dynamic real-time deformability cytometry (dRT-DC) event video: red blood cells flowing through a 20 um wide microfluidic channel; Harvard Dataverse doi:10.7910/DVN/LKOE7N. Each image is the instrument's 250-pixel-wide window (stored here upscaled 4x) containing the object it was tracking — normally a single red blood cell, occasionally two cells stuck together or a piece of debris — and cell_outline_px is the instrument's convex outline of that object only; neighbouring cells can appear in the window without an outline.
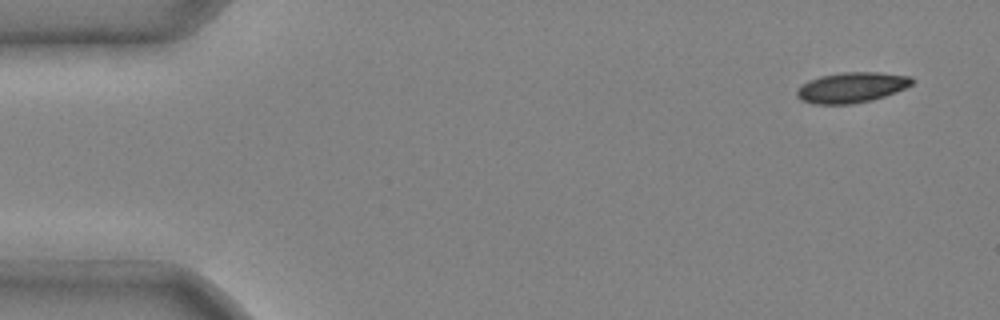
{"species": "common noctule bat (a hibernating species)", "species_latin": "Nyctalus noctula", "temperature_condition": "cold", "stored_images_in_passage": 5, "segment_of_instrument_passage": [1, 2], "camera_frame_rate_fps": 3000, "um_per_image_px": 0.085, "animal": {"sex": "male", "body_mass_g": 20.4}, "frame": {"image": 1, "passage_image": 1, "time_ms": 0.0, "image_size_px": [1000, 320], "cell_outline_px": [[916, 80], [912, 84], [896, 92], [872, 100], [852, 104], [812, 104], [800, 100], [796, 96], [796, 92], [808, 80], [820, 76], [844, 72], [880, 72], [912, 76]], "centroid_in_image_um": [72.41, 7.43], "position_along_channel_um": 12.6, "area_um2": 20.52}}
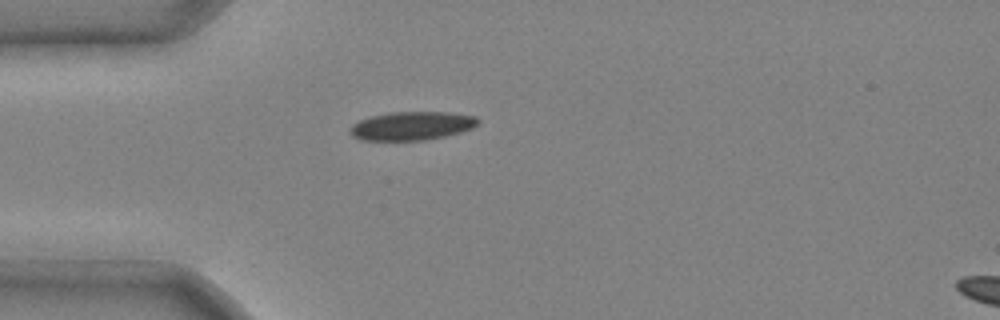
{"frame": {"image": 2, "passage_image": 4, "time_ms": 1.0, "image_size_px": [1000, 320], "cell_outline_px": [[480, 120], [472, 128], [460, 132], [444, 136], [424, 140], [360, 140], [352, 136], [348, 132], [348, 128], [352, 124], [360, 120], [372, 116], [388, 112], [448, 112], [476, 116]], "centroid_in_image_um": [34.96, 10.69], "position_along_channel_um": 50.0, "area_um2": 21.33}}